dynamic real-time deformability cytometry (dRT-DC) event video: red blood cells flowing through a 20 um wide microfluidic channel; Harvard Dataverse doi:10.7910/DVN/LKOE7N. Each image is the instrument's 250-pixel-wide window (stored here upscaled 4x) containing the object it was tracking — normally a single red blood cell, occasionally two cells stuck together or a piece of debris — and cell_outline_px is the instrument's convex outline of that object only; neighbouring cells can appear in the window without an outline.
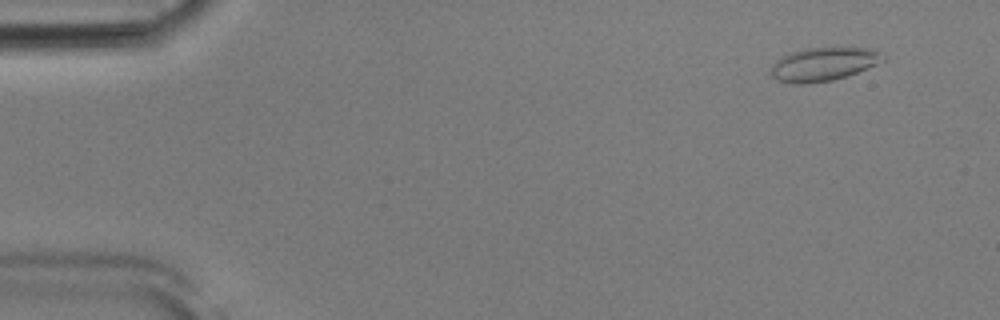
{"species": "Egyptian fruit bat (a non-hibernating species)", "species_latin": "Rousettus aegyptiacus", "temperature_condition": "room temperature", "stored_images_in_passage": 52, "camera_frame_rate_fps": 3000, "um_per_image_px": 0.085, "animal": {"sex": "male"}, "frame": {"image": 1, "passage_image": 4, "time_ms": 1.0, "image_size_px": [1000, 320], "cell_outline_px": [[884, 60], [876, 64], [856, 72], [832, 80], [808, 84], [792, 84], [776, 80], [772, 76], [772, 64], [780, 56], [804, 48], [868, 48], [884, 56]], "centroid_in_image_um": [69.91, 5.46], "position_along_channel_um": 15.1, "area_um2": 21.56}}
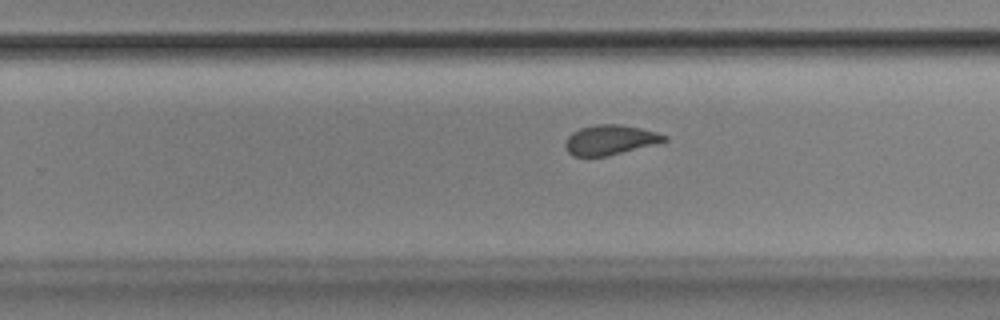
{"frame": {"image": 2, "passage_image": 33, "time_ms": 10.667, "image_size_px": [1000, 320], "cell_outline_px": [[668, 140], [608, 156], [572, 156], [568, 152], [564, 144], [568, 136], [572, 132], [580, 128], [596, 124], [620, 124], [640, 128], [656, 132], [668, 136]], "centroid_in_image_um": [51.83, 11.88], "position_along_channel_um": 278.0, "area_um2": 17.11}}
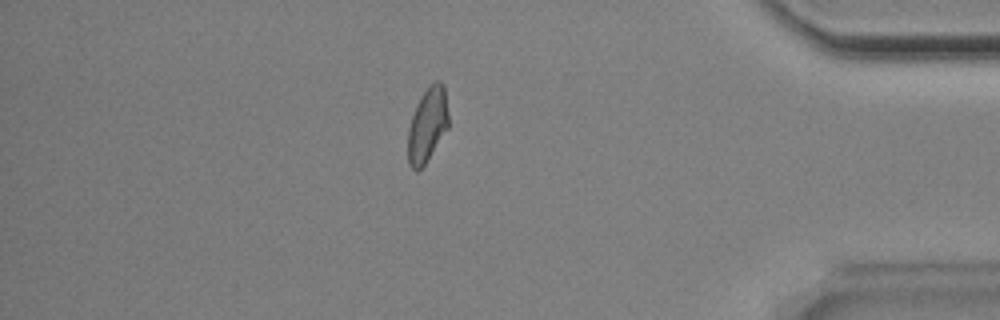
{"frame": {"image": 3, "passage_image": 45, "time_ms": 14.667, "image_size_px": [1000, 320], "cell_outline_px": [[448, 128], [424, 164], [416, 172], [408, 164], [408, 128], [416, 104], [420, 96], [436, 80], [440, 80], [444, 84], [448, 116]], "centroid_in_image_um": [36.32, 10.6], "position_along_channel_um": 398.9, "area_um2": 17.4}, "authors_computed_cell_mechanics": {"area_um2": 18.0625, "velocity_mm_per_s": 3.8692, "shape_relaxation_time_tau1_ms": 10.136, "shape_relaxation_time_tau2_ms": 1.3642, "deformation_change_tau1": 0.1809, "deformation_change_tau2": 0.0563}}